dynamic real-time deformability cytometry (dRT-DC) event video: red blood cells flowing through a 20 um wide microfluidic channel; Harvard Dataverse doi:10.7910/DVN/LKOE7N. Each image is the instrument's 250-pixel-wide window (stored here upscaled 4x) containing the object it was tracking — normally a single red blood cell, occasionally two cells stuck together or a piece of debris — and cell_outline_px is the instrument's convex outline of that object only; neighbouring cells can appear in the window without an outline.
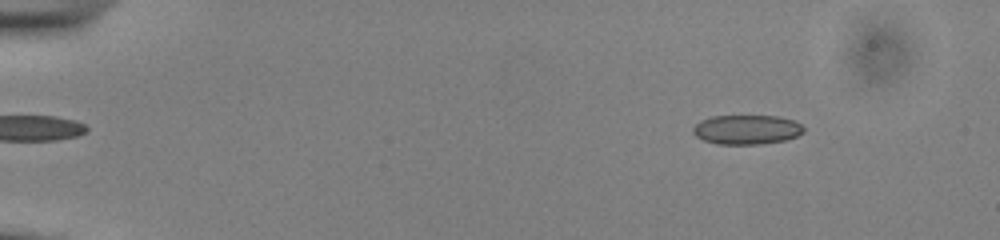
{"species": "common noctule bat (a hibernating species)", "species_latin": "Nyctalus noctula", "temperature_condition": "cold", "stored_images_in_passage": 55, "camera_frame_rate_fps": 3000, "um_per_image_px": 0.085, "animal": {"sex": "male", "body_mass_g": 13.0, "forearm_length_mm": 53.1}, "frame": {"image": 1, "passage_image": 8, "time_ms": 2.333, "image_size_px": [1000, 240], "cell_outline_px": [[804, 132], [796, 136], [784, 140], [760, 144], [716, 144], [704, 140], [696, 136], [692, 132], [692, 128], [700, 120], [712, 116], [776, 116], [796, 120], [804, 128]], "centroid_in_image_um": [63.46, 11.01], "position_along_channel_um": 21.5, "area_um2": 19.02}}
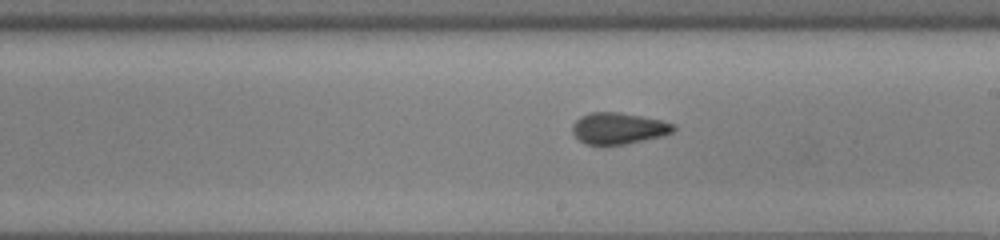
{"frame": {"image": 2, "passage_image": 33, "time_ms": 10.667, "image_size_px": [1000, 240], "cell_outline_px": [[676, 128], [672, 132], [664, 136], [624, 144], [584, 144], [572, 132], [572, 124], [580, 116], [592, 112], [620, 112], [660, 120], [676, 124]], "centroid_in_image_um": [52.58, 10.9], "position_along_channel_um": 236.4, "area_um2": 18.44}}
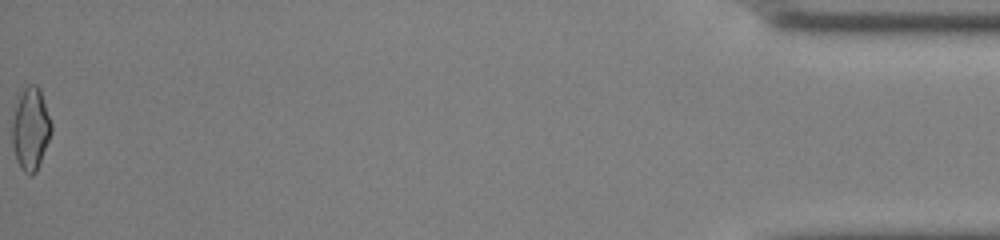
{"frame": {"image": 3, "passage_image": 55, "time_ms": 18.0, "image_size_px": [1000, 240], "cell_outline_px": [[52, 132], [36, 172], [32, 176], [28, 176], [20, 168], [16, 160], [12, 144], [12, 108], [24, 88], [28, 84], [36, 84], [40, 88], [52, 124]], "centroid_in_image_um": [2.58, 10.95], "position_along_channel_um": 432.6, "area_um2": 19.25}, "authors_computed_cell_mechanics": {"area_um2": 19.0162, "velocity_mm_per_s": 3.8962, "shape_relaxation_time_tau1_ms": null, "shape_relaxation_time_tau2_ms": 1.7689, "deformation_change_tau1": null, "deformation_change_tau2": 0.0773}}